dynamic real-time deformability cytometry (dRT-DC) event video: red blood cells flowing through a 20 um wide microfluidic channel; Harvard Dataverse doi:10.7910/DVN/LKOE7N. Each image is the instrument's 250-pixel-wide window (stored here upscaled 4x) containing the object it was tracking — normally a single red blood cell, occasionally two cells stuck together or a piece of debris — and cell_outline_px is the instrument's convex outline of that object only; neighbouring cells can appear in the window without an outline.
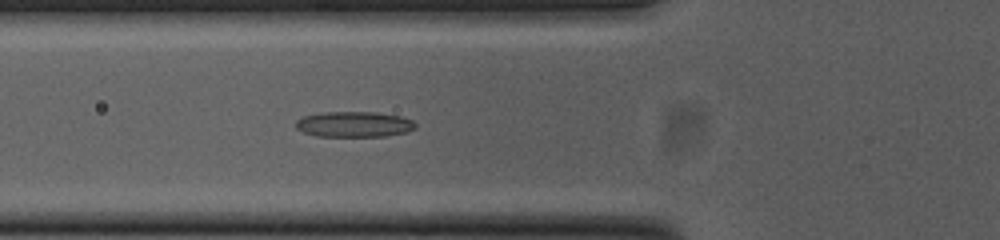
{"species": "common noctule bat (a hibernating species)", "species_latin": "Nyctalus noctula", "temperature_condition": "cold", "stored_images_in_passage": 15, "camera_frame_rate_fps": 3000, "um_per_image_px": 0.085, "animal": {"sex": "female", "body_mass_g": 23.0, "forearm_length_mm": 53.4}, "frame": {"image": 1, "passage_image": 11, "time_ms": 3.333, "image_size_px": [1000, 240], "cell_outline_px": [[416, 128], [408, 132], [384, 136], [316, 136], [304, 132], [296, 128], [296, 120], [304, 116], [320, 112], [376, 112], [400, 116], [412, 120], [416, 124]], "centroid_in_image_um": [30.11, 10.56], "position_along_channel_um": 95.7, "area_um2": 17.86}}
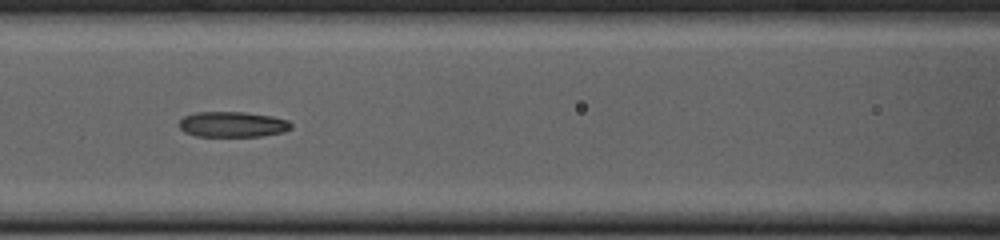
{"frame": {"image": 2, "passage_image": 15, "time_ms": 4.667, "image_size_px": [1000, 240], "cell_outline_px": [[292, 128], [284, 132], [260, 136], [196, 136], [184, 132], [180, 128], [180, 120], [184, 116], [196, 112], [244, 112], [272, 116], [288, 120], [292, 124]], "centroid_in_image_um": [19.78, 10.57], "position_along_channel_um": 146.8, "area_um2": 16.65}}